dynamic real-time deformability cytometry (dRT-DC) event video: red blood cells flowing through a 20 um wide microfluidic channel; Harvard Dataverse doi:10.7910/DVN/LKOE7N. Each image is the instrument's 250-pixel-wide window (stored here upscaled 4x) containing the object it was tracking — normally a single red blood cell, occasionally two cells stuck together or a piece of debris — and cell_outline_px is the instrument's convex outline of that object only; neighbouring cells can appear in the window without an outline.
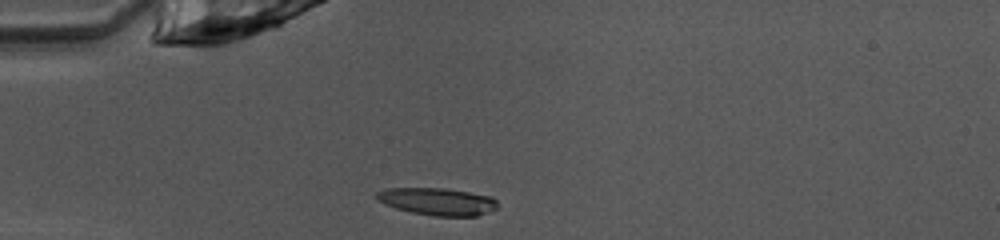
{"species": "common noctule bat (a hibernating species)", "species_latin": "Nyctalus noctula", "temperature_condition": "warm", "stored_images_in_passage": 37, "camera_frame_rate_fps": 3000, "um_per_image_px": 0.085, "animal": {"sex": "female", "body_mass_g": 10.0, "forearm_length_mm": 53.1}, "frame": {"image": 1, "passage_image": 1, "time_ms": 0.0, "image_size_px": [1000, 240], "cell_outline_px": [[500, 208], [476, 216], [432, 216], [412, 212], [396, 208], [384, 204], [376, 196], [376, 192], [388, 188], [444, 188], [492, 196], [496, 200]], "centroid_in_image_um": [37.24, 17.13], "position_along_channel_um": 47.8, "area_um2": 19.31}}
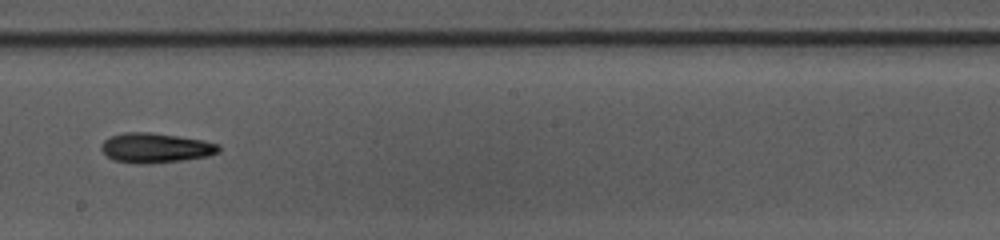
{"frame": {"image": 2, "passage_image": 16, "time_ms": 5.0, "image_size_px": [1000, 240], "cell_outline_px": [[220, 152], [208, 156], [184, 160], [148, 164], [136, 164], [112, 160], [100, 148], [100, 144], [108, 136], [124, 132], [148, 132], [180, 136], [204, 140], [220, 144]], "centroid_in_image_um": [13.22, 12.57], "position_along_channel_um": 235.0, "area_um2": 20.75}}
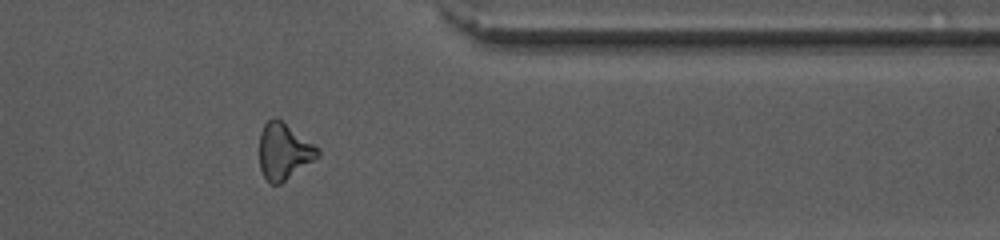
{"frame": {"image": 3, "passage_image": 28, "time_ms": 9.0, "image_size_px": [1000, 240], "cell_outline_px": [[320, 156], [280, 184], [272, 184], [264, 176], [260, 168], [260, 132], [264, 124], [272, 116], [276, 116], [320, 148]], "centroid_in_image_um": [24.14, 12.83], "position_along_channel_um": 387.3, "area_um2": 19.19}, "authors_computed_cell_mechanics": {"area_um2": 19.7098, "velocity_mm_per_s": 4.0348, "shape_relaxation_time_tau1_ms": 5.6491, "shape_relaxation_time_tau2_ms": null, "deformation_change_tau1": 0.1746, "deformation_change_tau2": null}}